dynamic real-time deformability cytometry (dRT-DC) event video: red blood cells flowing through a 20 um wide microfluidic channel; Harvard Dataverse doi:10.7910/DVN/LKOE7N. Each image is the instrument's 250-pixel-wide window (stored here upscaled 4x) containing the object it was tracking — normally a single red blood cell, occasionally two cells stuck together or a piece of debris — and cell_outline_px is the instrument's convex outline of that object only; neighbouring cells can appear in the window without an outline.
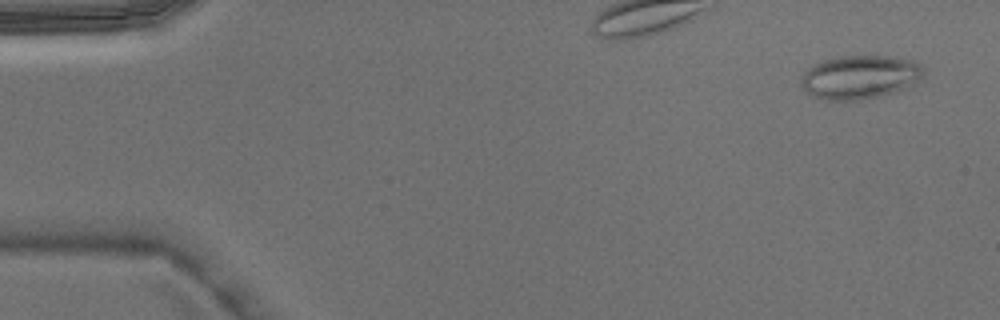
{"species": "Egyptian fruit bat (a non-hibernating species)", "species_latin": "Rousettus aegyptiacus", "temperature_condition": "warm", "stored_images_in_passage": 3, "camera_frame_rate_fps": 3000, "um_per_image_px": 0.085, "animal": {"sex": "male"}, "frame": {"image": 1, "passage_image": 1, "time_ms": 0.0, "image_size_px": [1000, 320], "cell_outline_px": [[924, 72], [916, 80], [892, 92], [880, 96], [860, 100], [828, 100], [812, 96], [800, 84], [800, 76], [812, 64], [836, 56], [892, 56], [916, 60], [924, 68]], "centroid_in_image_um": [73.03, 6.53], "position_along_channel_um": 12.0, "area_um2": 30.98}}